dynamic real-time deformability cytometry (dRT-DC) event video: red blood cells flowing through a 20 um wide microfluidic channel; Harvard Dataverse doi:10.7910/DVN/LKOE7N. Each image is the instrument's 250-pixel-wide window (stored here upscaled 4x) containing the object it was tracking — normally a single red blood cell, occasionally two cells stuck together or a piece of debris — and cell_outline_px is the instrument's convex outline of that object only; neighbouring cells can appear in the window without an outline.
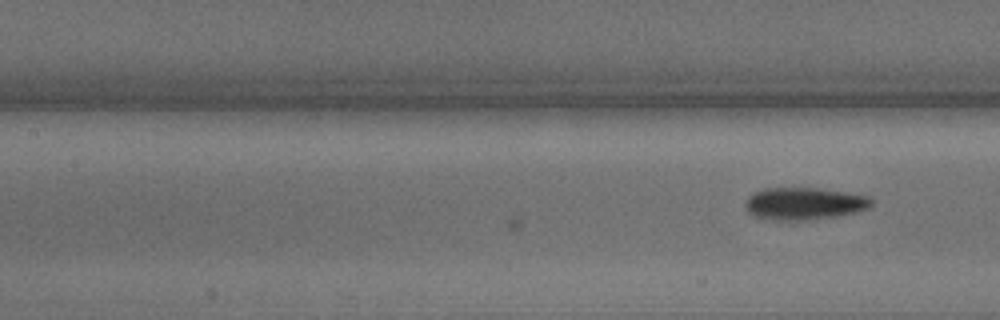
{"species": "common noctule bat (a hibernating species)", "species_latin": "Nyctalus noctula", "temperature_condition": "warm", "stored_images_in_passage": 10, "camera_frame_rate_fps": 3000, "um_per_image_px": 0.085, "animal": {"sex": "male", "body_mass_g": 15.6}, "frame": {"image": 1, "passage_image": 10, "time_ms": 3.0, "image_size_px": [1000, 320], "cell_outline_px": [[872, 204], [868, 208], [856, 212], [836, 216], [808, 220], [784, 220], [756, 216], [748, 212], [744, 204], [748, 196], [752, 192], [764, 188], [820, 188], [868, 196], [872, 200]], "centroid_in_image_um": [68.34, 17.29], "position_along_channel_um": 139.1, "area_um2": 23.58}}